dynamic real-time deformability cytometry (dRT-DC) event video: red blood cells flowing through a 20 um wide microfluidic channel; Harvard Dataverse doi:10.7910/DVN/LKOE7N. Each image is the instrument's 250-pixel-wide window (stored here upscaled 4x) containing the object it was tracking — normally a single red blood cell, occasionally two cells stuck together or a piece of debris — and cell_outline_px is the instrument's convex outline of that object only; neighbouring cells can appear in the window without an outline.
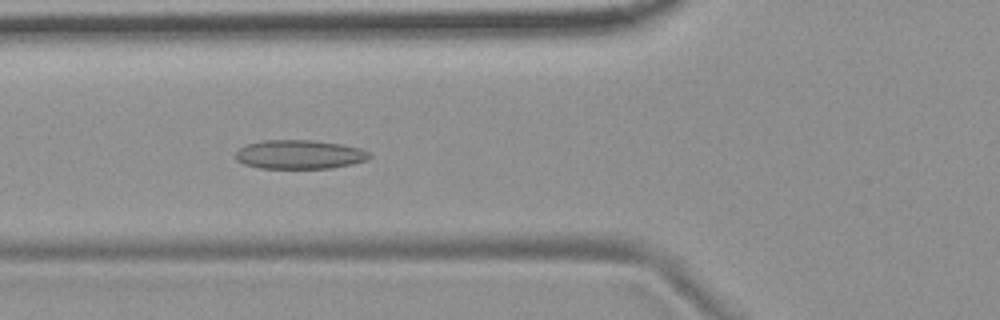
{"species": "common noctule bat (a hibernating species)", "species_latin": "Nyctalus noctula", "temperature_condition": "room temperature", "stored_images_in_passage": 54, "camera_frame_rate_fps": 3000, "um_per_image_px": 0.085, "animal": {"sex": "female", "body_mass_g": 19.9}, "frame": {"image": 1, "passage_image": 19, "time_ms": 6.0, "image_size_px": [1000, 320], "cell_outline_px": [[372, 156], [368, 160], [352, 164], [332, 168], [260, 168], [244, 164], [236, 160], [236, 152], [240, 148], [248, 144], [264, 140], [312, 140], [340, 144], [360, 148], [372, 152]], "centroid_in_image_um": [25.5, 13.13], "position_along_channel_um": 100.3, "area_um2": 22.66}}
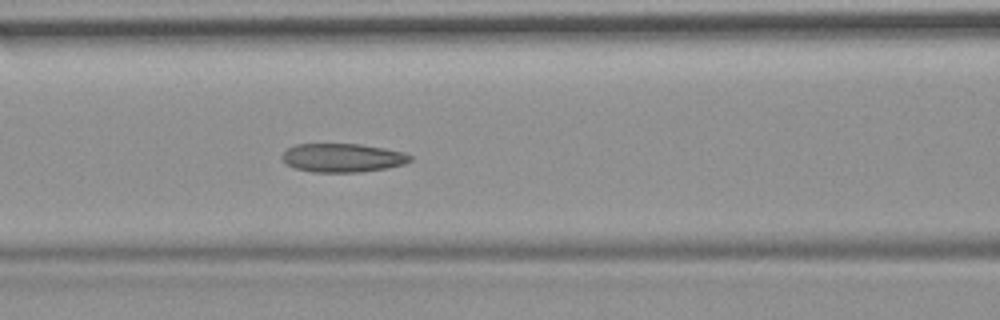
{"frame": {"image": 2, "passage_image": 22, "time_ms": 7.0, "image_size_px": [1000, 320], "cell_outline_px": [[412, 160], [404, 164], [388, 168], [360, 172], [312, 172], [296, 168], [288, 164], [280, 156], [288, 148], [296, 144], [360, 144], [384, 148], [404, 152], [412, 156]], "centroid_in_image_um": [29.15, 13.41], "position_along_channel_um": 137.5, "area_um2": 21.39}}
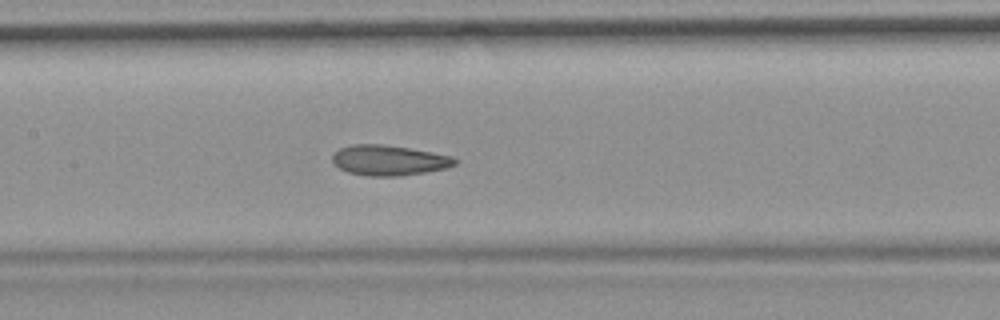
{"frame": {"image": 3, "passage_image": 25, "time_ms": 8.0, "image_size_px": [1000, 320], "cell_outline_px": [[460, 160], [456, 164], [444, 168], [424, 172], [400, 176], [368, 176], [348, 172], [332, 164], [332, 156], [340, 148], [352, 144], [380, 144], [408, 148], [432, 152], [452, 156]], "centroid_in_image_um": [33.05, 13.62], "position_along_channel_um": 174.3, "area_um2": 21.56}, "authors_computed_cell_mechanics": {"area_um2": 22.4553, "velocity_mm_per_s": 3.6926, "shape_relaxation_time_tau1_ms": 10.7928, "shape_relaxation_time_tau2_ms": 2.1002, "deformation_change_tau1": 0.1763, "deformation_change_tau2": 0.093}}